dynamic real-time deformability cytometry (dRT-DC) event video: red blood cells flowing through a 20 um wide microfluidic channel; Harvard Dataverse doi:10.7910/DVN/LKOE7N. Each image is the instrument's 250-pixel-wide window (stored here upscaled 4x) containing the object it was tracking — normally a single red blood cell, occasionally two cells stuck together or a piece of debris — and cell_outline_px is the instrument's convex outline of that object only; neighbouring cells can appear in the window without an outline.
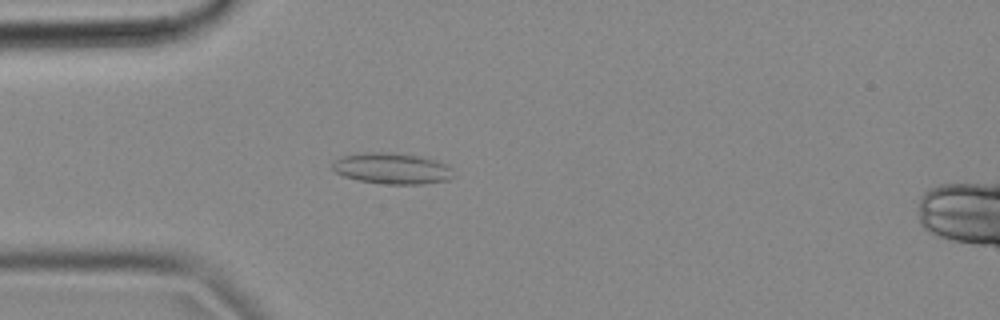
{"species": "common noctule bat (a hibernating species)", "species_latin": "Nyctalus noctula", "temperature_condition": "cold", "stored_images_in_passage": 46, "camera_frame_rate_fps": 3000, "um_per_image_px": 0.085, "animal": {"sex": "female", "body_mass_g": 18.4}, "frame": {"image": 1, "passage_image": 7, "time_ms": 2.0, "image_size_px": [1000, 320], "cell_outline_px": [[456, 176], [448, 180], [424, 184], [384, 184], [360, 180], [344, 176], [336, 172], [332, 168], [332, 164], [340, 156], [364, 152], [392, 152], [420, 156], [436, 160], [448, 164], [452, 168]], "centroid_in_image_um": [33.38, 14.31], "position_along_channel_um": 51.6, "area_um2": 22.2}}
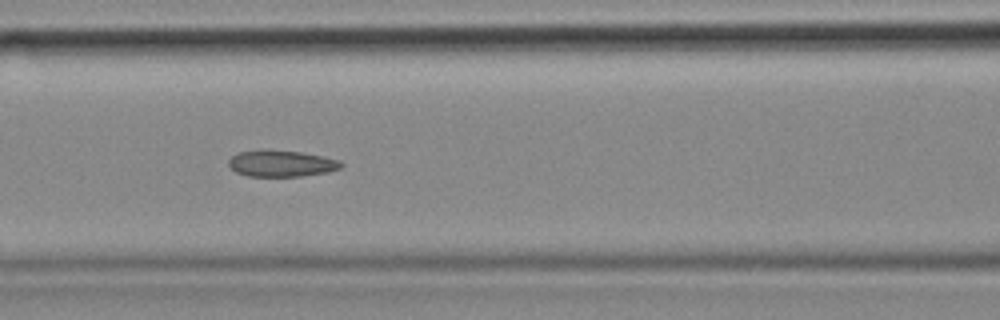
{"frame": {"image": 2, "passage_image": 15, "time_ms": 4.667, "image_size_px": [1000, 320], "cell_outline_px": [[344, 164], [340, 168], [328, 172], [300, 176], [248, 176], [236, 172], [228, 164], [228, 160], [236, 152], [260, 148], [268, 148], [304, 152], [324, 156], [340, 160]], "centroid_in_image_um": [23.9, 13.86], "position_along_channel_um": 142.7, "area_um2": 17.86}}
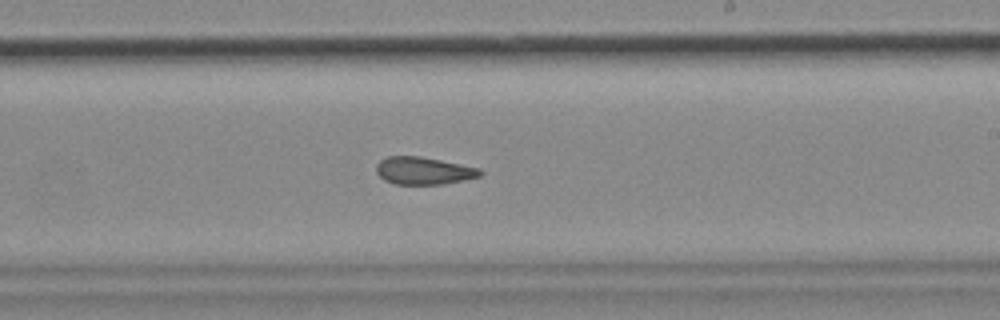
{"frame": {"image": 3, "passage_image": 24, "time_ms": 7.667, "image_size_px": [1000, 320], "cell_outline_px": [[484, 172], [480, 176], [464, 180], [444, 184], [396, 184], [384, 180], [376, 172], [376, 164], [380, 160], [388, 156], [420, 156], [480, 168]], "centroid_in_image_um": [36.01, 14.51], "position_along_channel_um": 253.0, "area_um2": 16.65}, "authors_computed_cell_mechanics": {"area_um2": 17.5712, "velocity_mm_per_s": 3.6908, "shape_relaxation_time_tau1_ms": null, "shape_relaxation_time_tau2_ms": 2.6192, "deformation_change_tau1": null, "deformation_change_tau2": 0.0912}}